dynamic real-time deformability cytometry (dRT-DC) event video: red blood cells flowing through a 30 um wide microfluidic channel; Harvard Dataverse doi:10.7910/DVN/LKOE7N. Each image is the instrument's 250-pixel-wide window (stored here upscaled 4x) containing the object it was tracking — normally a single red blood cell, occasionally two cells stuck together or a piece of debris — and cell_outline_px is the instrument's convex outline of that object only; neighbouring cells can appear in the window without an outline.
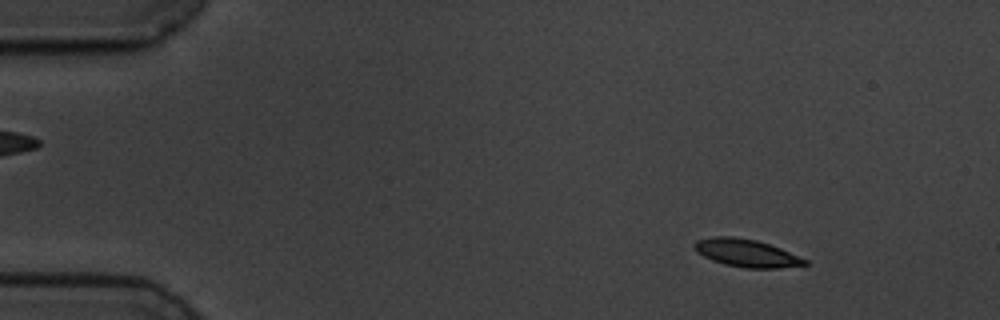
{"species": "common noctule bat (a hibernating species)", "species_latin": "Nyctalus noctula", "temperature_condition": "cold", "stored_images_in_passage": 58, "camera_frame_rate_fps": 3000, "um_per_image_px": 0.085, "animal": {"sex": "male", "body_mass_g": 19.5, "forearm_length_mm": 54.6}, "frame": {"image": 1, "passage_image": 7, "time_ms": 2.0, "image_size_px": [1000, 320], "cell_outline_px": [[808, 264], [780, 268], [744, 268], [724, 264], [712, 260], [696, 252], [692, 248], [692, 244], [696, 240], [712, 236], [732, 236], [756, 240], [780, 248], [808, 260]], "centroid_in_image_um": [63.4, 21.5], "position_along_channel_um": 21.6, "area_um2": 17.92}}
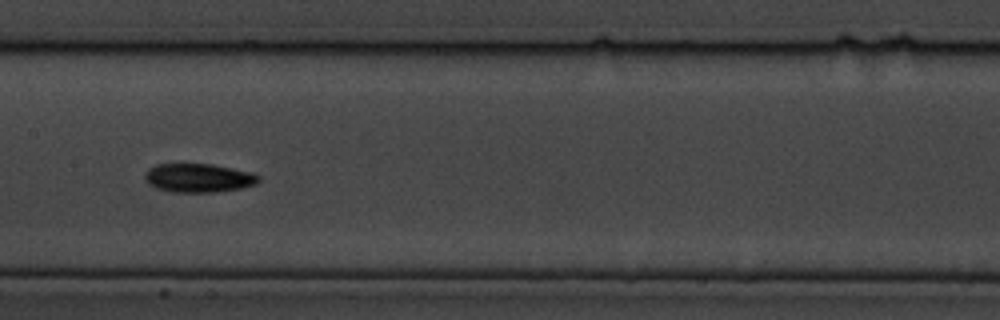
{"frame": {"image": 2, "passage_image": 29, "time_ms": 9.333, "image_size_px": [1000, 320], "cell_outline_px": [[260, 180], [256, 184], [240, 188], [216, 192], [172, 192], [156, 188], [148, 184], [144, 180], [144, 176], [148, 168], [156, 164], [212, 164], [252, 172], [260, 176]], "centroid_in_image_um": [16.86, 15.12], "position_along_channel_um": 190.5, "area_um2": 19.19}}
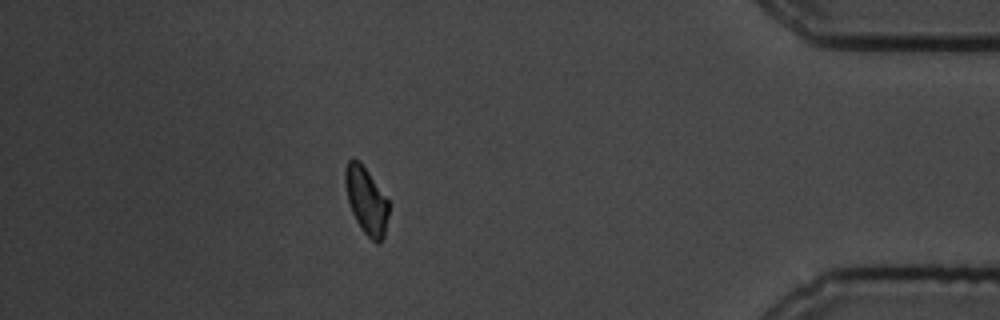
{"frame": {"image": 3, "passage_image": 51, "time_ms": 16.667, "image_size_px": [1000, 320], "cell_outline_px": [[388, 216], [384, 236], [380, 244], [376, 244], [360, 228], [352, 212], [348, 200], [344, 184], [344, 168], [348, 160], [352, 156], [360, 160], [388, 200]], "centroid_in_image_um": [31.11, 17.01], "position_along_channel_um": 404.1, "area_um2": 17.17}, "authors_computed_cell_mechanics": {"area_um2": 17.7446, "velocity_mm_per_s": 3.4768, "shape_relaxation_time_tau1_ms": 3.0007, "shape_relaxation_time_tau2_ms": 5.2167, "deformation_change_tau1": 0.1024, "deformation_change_tau2": 0.1013}}